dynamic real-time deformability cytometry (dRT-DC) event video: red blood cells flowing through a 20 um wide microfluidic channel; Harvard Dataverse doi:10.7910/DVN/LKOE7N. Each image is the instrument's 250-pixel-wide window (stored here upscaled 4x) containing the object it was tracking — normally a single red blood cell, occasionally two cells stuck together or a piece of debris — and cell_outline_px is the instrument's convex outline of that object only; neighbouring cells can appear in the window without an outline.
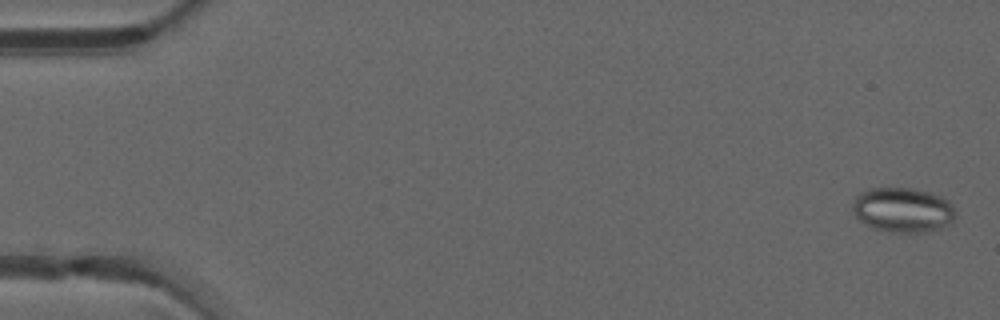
{"species": "common noctule bat (a hibernating species)", "species_latin": "Nyctalus noctula", "temperature_condition": "warm", "stored_images_in_passage": 49, "camera_frame_rate_fps": 3000, "um_per_image_px": 0.085, "animal": {"sex": "male", "forearm_length_mm": 52.5}, "frame": {"image": 1, "passage_image": 2, "time_ms": 0.333, "image_size_px": [1000, 320], "cell_outline_px": [[956, 216], [952, 224], [940, 228], [924, 232], [892, 232], [872, 228], [864, 224], [856, 216], [852, 208], [852, 204], [856, 196], [860, 192], [868, 188], [912, 188], [928, 192], [940, 196], [948, 200], [956, 208]], "centroid_in_image_um": [76.76, 17.84], "position_along_channel_um": 8.2, "area_um2": 27.17}}
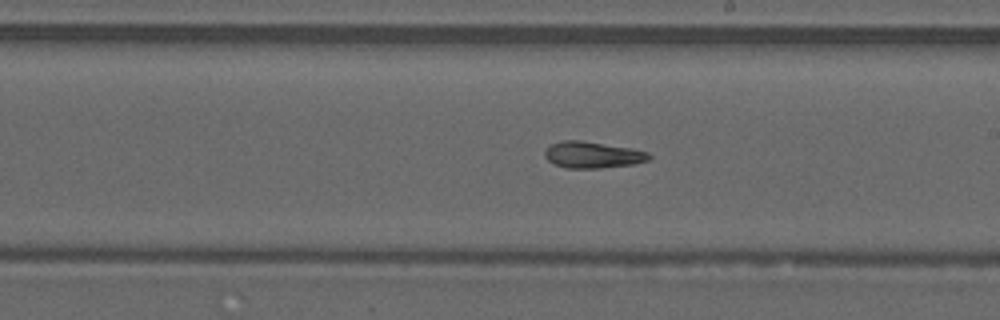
{"frame": {"image": 2, "passage_image": 29, "time_ms": 9.333, "image_size_px": [1000, 320], "cell_outline_px": [[652, 156], [648, 160], [632, 164], [600, 168], [568, 168], [552, 164], [544, 156], [544, 152], [552, 144], [564, 140], [580, 140], [632, 148], [648, 152]], "centroid_in_image_um": [50.37, 13.16], "position_along_channel_um": 238.6, "area_um2": 16.01}}
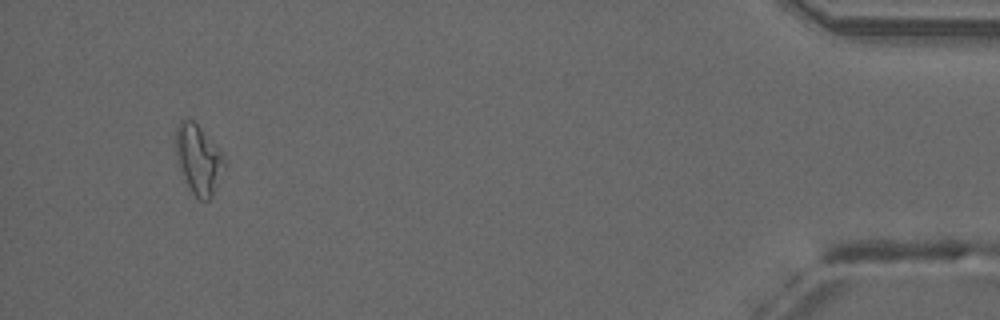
{"frame": {"image": 3, "passage_image": 47, "time_ms": 15.333, "image_size_px": [1000, 320], "cell_outline_px": [[224, 164], [212, 192], [208, 200], [200, 200], [192, 192], [184, 176], [176, 152], [176, 128], [180, 120], [192, 120], [200, 128], [224, 156]], "centroid_in_image_um": [16.84, 13.5], "position_along_channel_um": 418.4, "area_um2": 18.32}, "authors_computed_cell_mechanics": {"area_um2": 17.3978, "velocity_mm_per_s": 4.2105, "shape_relaxation_time_tau1_ms": null, "shape_relaxation_time_tau2_ms": 3.1944, "deformation_change_tau1": null, "deformation_change_tau2": 0.1167}}